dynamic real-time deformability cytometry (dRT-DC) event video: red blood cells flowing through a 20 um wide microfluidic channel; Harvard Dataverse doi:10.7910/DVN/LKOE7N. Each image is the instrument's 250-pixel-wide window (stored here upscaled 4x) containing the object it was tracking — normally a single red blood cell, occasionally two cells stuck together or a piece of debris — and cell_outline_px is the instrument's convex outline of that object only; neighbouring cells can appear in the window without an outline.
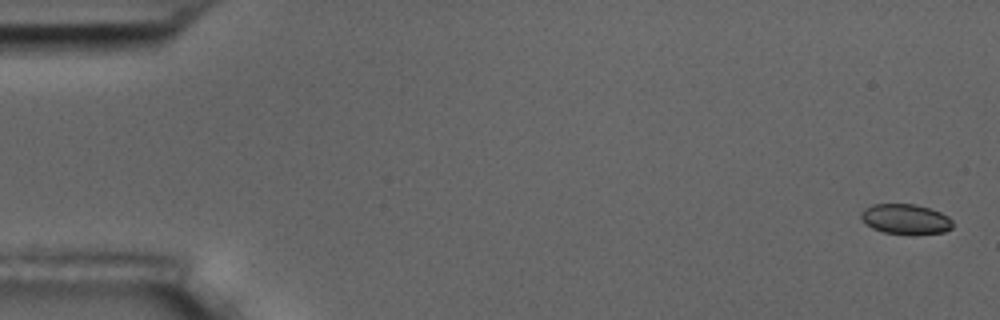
{"species": "common noctule bat (a hibernating species)", "species_latin": "Nyctalus noctula", "temperature_condition": "room temperature", "stored_images_in_passage": 5, "camera_frame_rate_fps": 3000, "um_per_image_px": 0.085, "animal": {"sex": "male", "body_mass_g": 17.5, "forearm_length_mm": 52.3}, "frame": {"image": 1, "passage_image": 1, "time_ms": 0.0, "image_size_px": [1000, 320], "cell_outline_px": [[952, 228], [944, 232], [916, 236], [884, 232], [872, 228], [860, 216], [860, 212], [864, 208], [872, 204], [916, 204], [940, 212], [948, 216], [952, 220]], "centroid_in_image_um": [77.0, 18.64], "position_along_channel_um": 8.0, "area_um2": 16.36}}
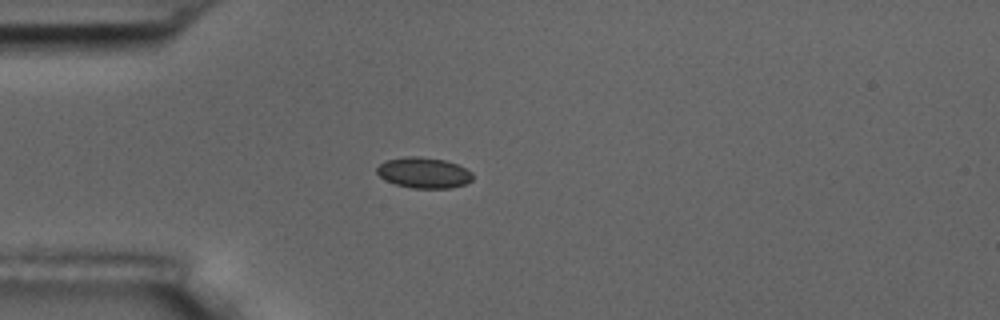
{"frame": {"image": 2, "passage_image": 5, "time_ms": 4.667, "image_size_px": [1000, 320], "cell_outline_px": [[472, 180], [464, 184], [452, 188], [412, 188], [396, 184], [384, 180], [376, 172], [376, 168], [380, 164], [388, 160], [404, 156], [420, 156], [444, 160], [456, 164], [472, 172]], "centroid_in_image_um": [36.0, 14.68], "position_along_channel_um": 49.0, "area_um2": 17.11}}